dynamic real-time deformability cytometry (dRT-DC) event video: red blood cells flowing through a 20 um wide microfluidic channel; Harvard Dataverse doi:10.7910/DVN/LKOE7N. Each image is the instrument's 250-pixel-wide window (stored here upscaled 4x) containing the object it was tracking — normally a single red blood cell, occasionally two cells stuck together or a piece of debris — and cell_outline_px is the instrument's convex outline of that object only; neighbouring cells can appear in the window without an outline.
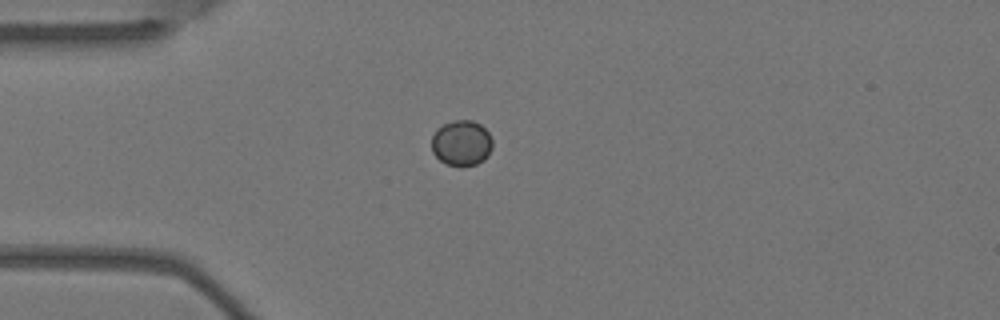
{"species": "Egyptian fruit bat (a non-hibernating species)", "species_latin": "Rousettus aegyptiacus", "temperature_condition": "warm", "stored_images_in_passage": 6, "camera_frame_rate_fps": 3000, "um_per_image_px": 0.085, "animal": {"sex": "female"}, "frame": {"image": 1, "passage_image": 3, "time_ms": 0.667, "image_size_px": [1000, 320], "cell_outline_px": [[492, 148], [488, 156], [484, 160], [476, 164], [460, 168], [448, 164], [440, 160], [432, 152], [432, 136], [436, 128], [452, 120], [472, 120], [480, 124], [488, 132], [492, 140]], "centroid_in_image_um": [39.23, 12.17], "position_along_channel_um": 45.8, "area_um2": 16.42}}
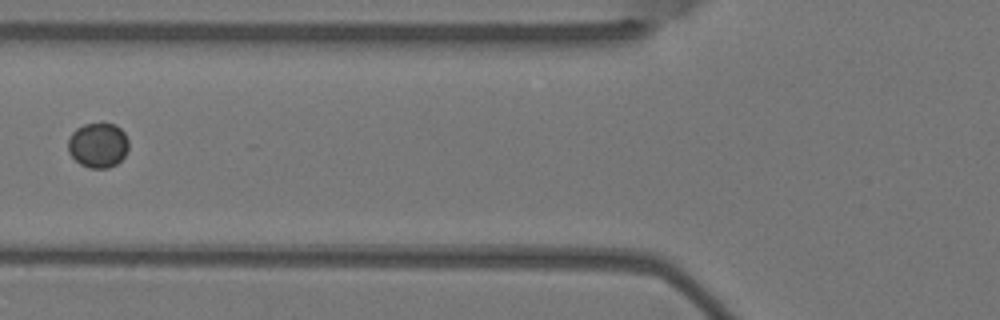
{"frame": {"image": 2, "passage_image": 5, "time_ms": 1.333, "image_size_px": [1000, 320], "cell_outline_px": [[128, 148], [124, 156], [116, 164], [108, 168], [88, 168], [80, 164], [68, 152], [68, 140], [72, 132], [76, 128], [84, 124], [116, 124], [124, 132], [128, 140]], "centroid_in_image_um": [8.33, 12.34], "position_along_channel_um": 117.5, "area_um2": 15.84}}
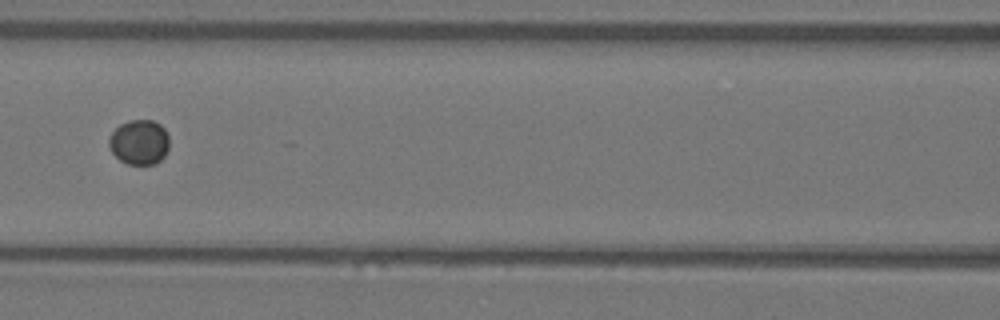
{"frame": {"image": 3, "passage_image": 6, "time_ms": 1.667, "image_size_px": [1000, 320], "cell_outline_px": [[168, 148], [164, 156], [156, 164], [128, 164], [120, 160], [112, 152], [108, 144], [108, 140], [112, 132], [120, 124], [128, 120], [152, 120], [160, 124], [164, 128], [168, 136]], "centroid_in_image_um": [11.83, 12.08], "position_along_channel_um": 154.8, "area_um2": 15.78}}